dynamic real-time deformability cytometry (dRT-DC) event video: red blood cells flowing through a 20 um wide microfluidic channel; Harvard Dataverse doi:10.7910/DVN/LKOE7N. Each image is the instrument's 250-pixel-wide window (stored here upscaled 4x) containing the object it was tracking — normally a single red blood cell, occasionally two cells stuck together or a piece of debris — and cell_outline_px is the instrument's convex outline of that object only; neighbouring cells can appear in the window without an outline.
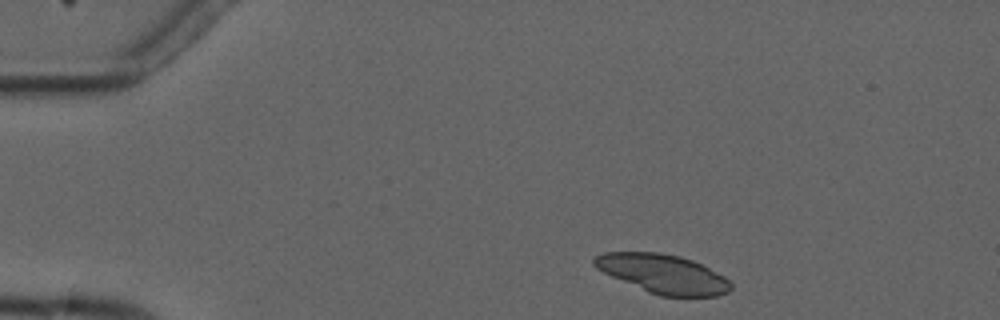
{"species": "common noctule bat (a hibernating species)", "species_latin": "Nyctalus noctula", "temperature_condition": "cold", "stored_images_in_passage": 3, "camera_frame_rate_fps": 3000, "um_per_image_px": 0.085, "animal": {"sex": "male", "forearm_length_mm": 52.5}, "frame": {"image": 1, "passage_image": 1, "time_ms": 0.0, "image_size_px": [1000, 320], "cell_outline_px": [[732, 288], [728, 292], [716, 296], [660, 296], [648, 292], [612, 276], [596, 268], [592, 264], [592, 260], [596, 256], [604, 252], [660, 252], [680, 256], [692, 260], [724, 276], [732, 284]], "centroid_in_image_um": [56.35, 23.27], "position_along_channel_um": 28.7, "area_um2": 30.81}}